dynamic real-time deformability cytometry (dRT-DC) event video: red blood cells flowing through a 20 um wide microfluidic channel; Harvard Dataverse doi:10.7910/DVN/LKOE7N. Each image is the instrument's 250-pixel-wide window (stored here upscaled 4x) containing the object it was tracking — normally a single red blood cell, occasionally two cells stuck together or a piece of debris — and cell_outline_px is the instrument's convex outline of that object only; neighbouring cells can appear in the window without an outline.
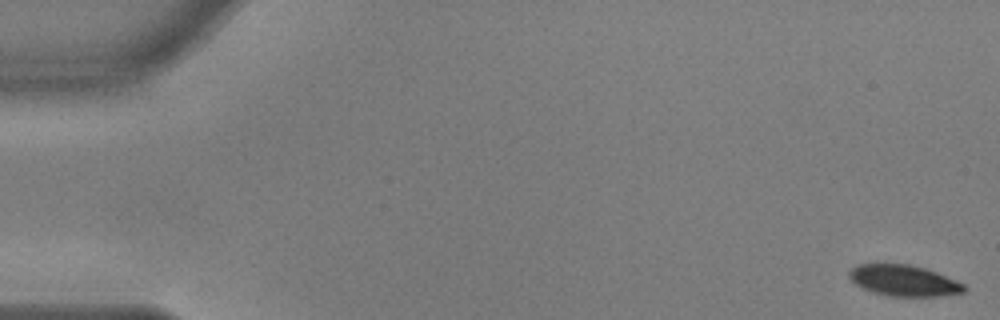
{"species": "common noctule bat (a hibernating species)", "species_latin": "Nyctalus noctula", "temperature_condition": "warm", "stored_images_in_passage": 55, "camera_frame_rate_fps": 3000, "um_per_image_px": 0.085, "animal": {"sex": "male", "body_mass_g": 17.9, "forearm_length_mm": 54.2}, "frame": {"image": 1, "passage_image": 1, "time_ms": 0.0, "image_size_px": [1000, 320], "cell_outline_px": [[968, 288], [964, 292], [936, 296], [892, 296], [872, 292], [856, 284], [848, 276], [848, 272], [852, 268], [860, 264], [908, 264], [924, 268], [936, 272], [956, 280], [964, 284]], "centroid_in_image_um": [76.84, 23.85], "position_along_channel_um": 8.2, "area_um2": 20.58}}
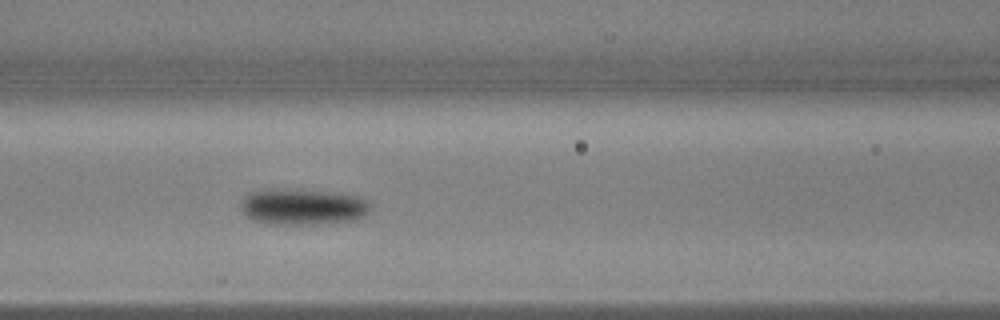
{"frame": {"image": 2, "passage_image": 24, "time_ms": 7.667, "image_size_px": [1000, 320], "cell_outline_px": [[368, 212], [364, 216], [352, 220], [304, 224], [268, 224], [252, 220], [244, 212], [240, 204], [252, 192], [328, 192], [360, 196], [368, 204]], "centroid_in_image_um": [25.77, 17.63], "position_along_channel_um": 140.8, "area_um2": 25.49}}
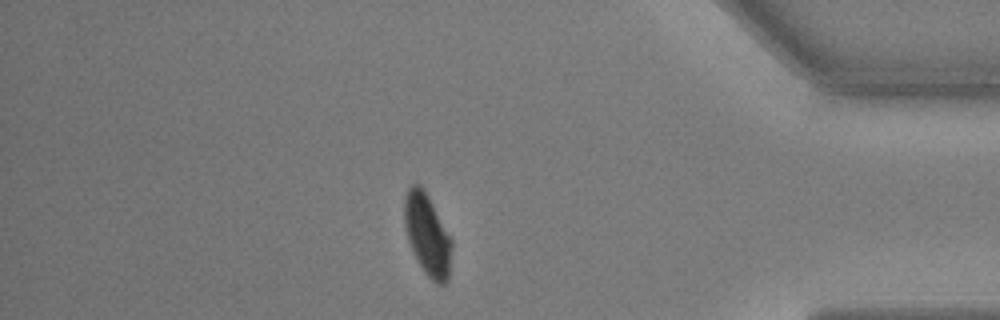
{"frame": {"image": 3, "passage_image": 48, "time_ms": 15.667, "image_size_px": [1000, 320], "cell_outline_px": [[452, 248], [448, 280], [444, 284], [436, 284], [424, 272], [408, 240], [404, 224], [404, 196], [408, 188], [412, 184], [420, 184], [424, 188], [452, 236]], "centroid_in_image_um": [36.34, 19.91], "position_along_channel_um": 398.9, "area_um2": 22.77}, "authors_computed_cell_mechanics": {"area_um2": 23.2934, "velocity_mm_per_s": 3.6392, "shape_relaxation_time_tau1_ms": 3.244, "shape_relaxation_time_tau2_ms": 1.5274, "deformation_change_tau1": 0.1444, "deformation_change_tau2": 0.0471}}